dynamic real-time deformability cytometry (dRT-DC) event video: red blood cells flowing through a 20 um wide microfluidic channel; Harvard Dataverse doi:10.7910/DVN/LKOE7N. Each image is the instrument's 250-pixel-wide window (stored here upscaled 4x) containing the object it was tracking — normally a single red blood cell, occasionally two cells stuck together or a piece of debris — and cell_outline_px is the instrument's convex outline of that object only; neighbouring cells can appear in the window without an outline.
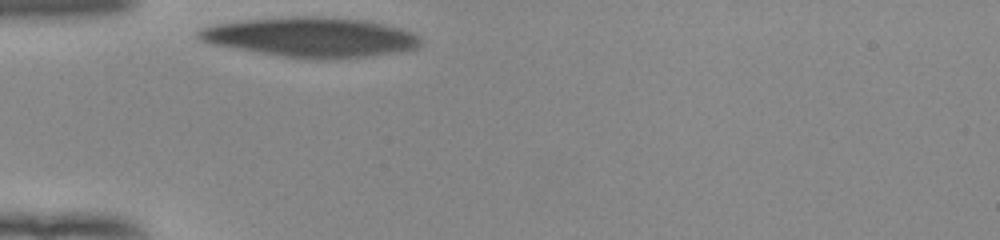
{"species": "human", "species_latin": "Homo sapiens", "temperature_condition": "room temperature", "stored_images_in_passage": 31, "camera_frame_rate_fps": 3000, "um_per_image_px": 0.085, "donor": {"sex": "female"}, "frame": {"image": 1, "passage_image": 1, "time_ms": 0.0, "image_size_px": [1000, 240], "cell_outline_px": [[420, 44], [416, 48], [396, 52], [372, 56], [284, 56], [212, 44], [200, 40], [196, 36], [196, 32], [200, 28], [212, 24], [248, 20], [300, 16], [308, 16], [360, 20], [384, 24], [400, 28], [412, 32], [420, 36]], "centroid_in_image_um": [26.4, 3.12], "position_along_channel_um": 58.6, "area_um2": 49.59}}
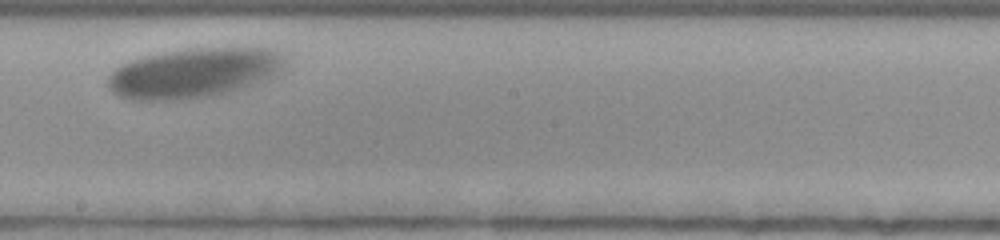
{"frame": {"image": 2, "passage_image": 18, "time_ms": 5.667, "image_size_px": [1000, 240], "cell_outline_px": [[288, 68], [276, 76], [268, 80], [248, 88], [220, 96], [192, 100], [128, 100], [112, 92], [108, 88], [108, 76], [120, 64], [128, 60], [144, 56], [164, 52], [188, 48], [276, 48], [288, 52]], "centroid_in_image_um": [16.64, 6.21], "position_along_channel_um": 231.6, "area_um2": 53.58}}
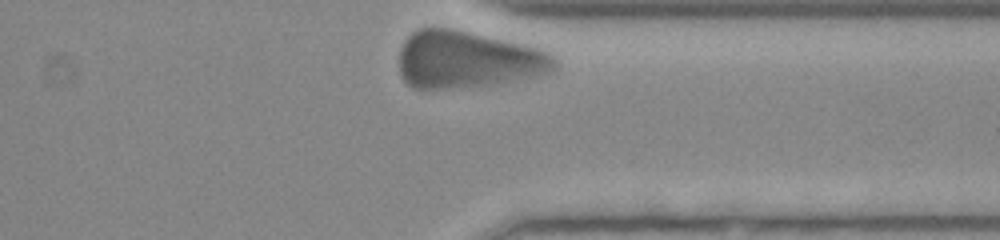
{"frame": {"image": 3, "passage_image": 31, "time_ms": 10.0, "image_size_px": [1000, 240], "cell_outline_px": [[560, 68], [552, 72], [492, 84], [448, 88], [412, 88], [404, 80], [400, 72], [400, 48], [404, 40], [412, 32], [420, 28], [448, 28], [468, 32], [520, 44], [536, 48], [548, 52], [560, 64]], "centroid_in_image_um": [39.73, 5.07], "position_along_channel_um": 371.7, "area_um2": 51.1}}